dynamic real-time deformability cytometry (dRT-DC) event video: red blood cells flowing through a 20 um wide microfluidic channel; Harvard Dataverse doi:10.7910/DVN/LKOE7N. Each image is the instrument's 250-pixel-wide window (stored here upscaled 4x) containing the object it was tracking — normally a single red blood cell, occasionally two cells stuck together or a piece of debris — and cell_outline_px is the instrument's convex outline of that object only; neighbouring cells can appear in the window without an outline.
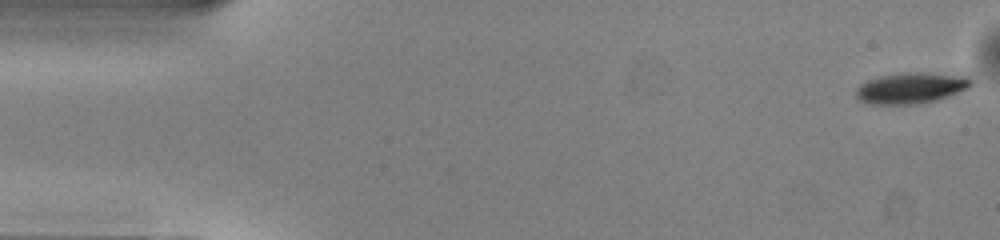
{"species": "common noctule bat (a hibernating species)", "species_latin": "Nyctalus noctula", "temperature_condition": "warm", "stored_images_in_passage": 51, "camera_frame_rate_fps": 3000, "um_per_image_px": 0.085, "animal": {"sex": "male", "body_mass_g": 13.0, "forearm_length_mm": 53.1}, "frame": {"image": 1, "passage_image": 1, "time_ms": 0.0, "image_size_px": [1000, 240], "cell_outline_px": [[972, 84], [968, 88], [948, 96], [936, 100], [916, 104], [868, 104], [856, 100], [856, 88], [860, 84], [868, 80], [884, 76], [916, 72], [920, 72], [968, 76], [972, 80]], "centroid_in_image_um": [77.42, 7.5], "position_along_channel_um": 7.6, "area_um2": 20.58}}
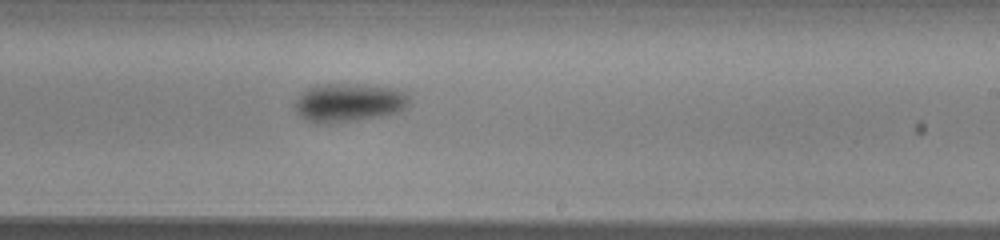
{"frame": {"image": 2, "passage_image": 30, "time_ms": 9.667, "image_size_px": [1000, 240], "cell_outline_px": [[408, 108], [400, 112], [380, 116], [356, 120], [328, 124], [316, 124], [304, 120], [296, 112], [296, 100], [308, 88], [316, 84], [364, 84], [400, 88], [408, 92]], "centroid_in_image_um": [29.69, 8.72], "position_along_channel_um": 259.3, "area_um2": 26.18}}
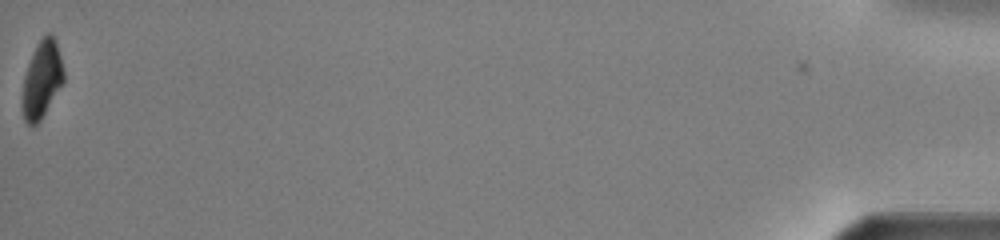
{"frame": {"image": 3, "passage_image": 51, "time_ms": 16.667, "image_size_px": [1000, 240], "cell_outline_px": [[64, 80], [40, 120], [36, 124], [28, 124], [24, 120], [24, 76], [28, 64], [36, 44], [48, 32], [52, 32], [56, 40], [64, 72]], "centroid_in_image_um": [3.59, 6.67], "position_along_channel_um": 431.6, "area_um2": 17.92}, "authors_computed_cell_mechanics": {"area_um2": 22.5998, "velocity_mm_per_s": 4.0138, "shape_relaxation_time_tau1_ms": 1.5734, "shape_relaxation_time_tau2_ms": null, "deformation_change_tau1": 0.1154, "deformation_change_tau2": null}}